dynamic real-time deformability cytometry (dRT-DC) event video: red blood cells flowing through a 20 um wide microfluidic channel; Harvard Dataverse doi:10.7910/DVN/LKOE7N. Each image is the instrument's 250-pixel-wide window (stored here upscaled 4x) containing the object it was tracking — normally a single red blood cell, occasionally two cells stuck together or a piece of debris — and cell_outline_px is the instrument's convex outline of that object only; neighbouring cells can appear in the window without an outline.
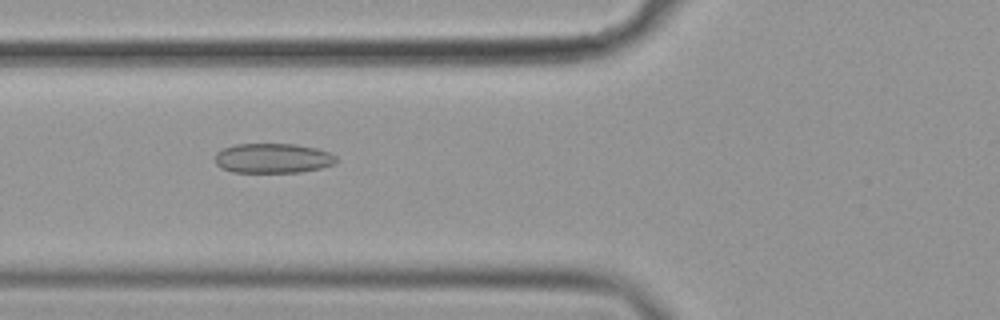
{"species": "common noctule bat (a hibernating species)", "species_latin": "Nyctalus noctula", "temperature_condition": "cold", "stored_images_in_passage": 55, "camera_frame_rate_fps": 3000, "um_per_image_px": 0.085, "animal": {"sex": "female", "body_mass_g": 19.9}, "frame": {"image": 1, "passage_image": 21, "time_ms": 6.667, "image_size_px": [1000, 320], "cell_outline_px": [[340, 160], [332, 164], [320, 168], [300, 172], [232, 172], [220, 168], [216, 164], [216, 152], [224, 148], [236, 144], [296, 144], [316, 148], [328, 152], [336, 156]], "centroid_in_image_um": [23.19, 13.45], "position_along_channel_um": 102.6, "area_um2": 21.04}}
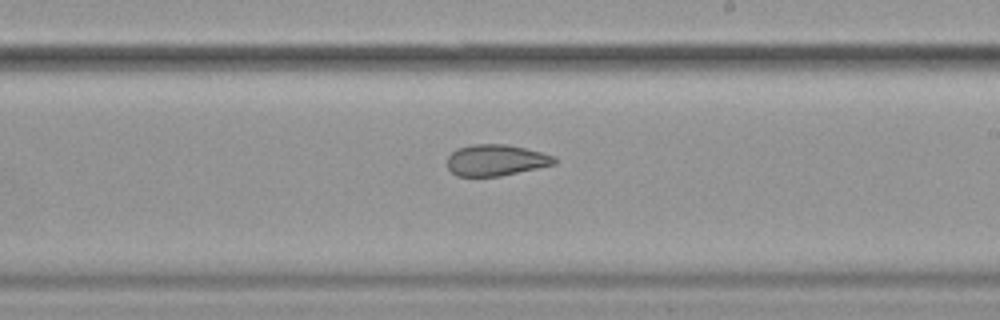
{"frame": {"image": 2, "passage_image": 33, "time_ms": 10.667, "image_size_px": [1000, 320], "cell_outline_px": [[556, 164], [500, 176], [456, 176], [448, 168], [448, 156], [456, 148], [472, 144], [508, 144], [556, 156]], "centroid_in_image_um": [42.15, 13.61], "position_along_channel_um": 246.9, "area_um2": 19.54}}
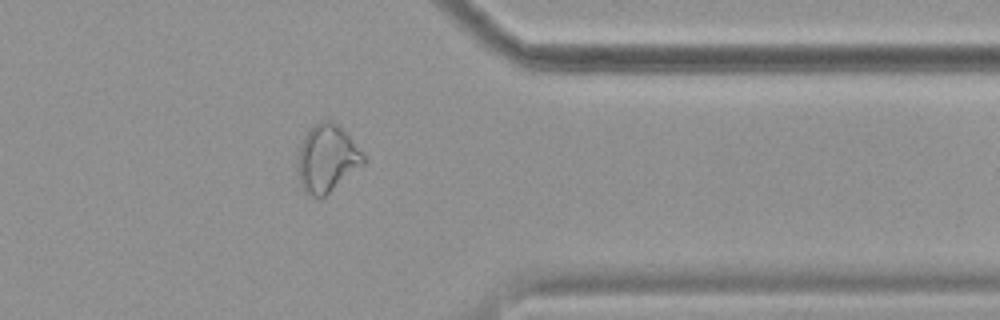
{"frame": {"image": 3, "passage_image": 45, "time_ms": 14.667, "image_size_px": [1000, 320], "cell_outline_px": [[364, 164], [324, 196], [312, 196], [304, 192], [300, 184], [296, 168], [296, 160], [300, 144], [304, 136], [320, 120], [332, 120], [348, 136], [364, 156]], "centroid_in_image_um": [27.73, 13.48], "position_along_channel_um": 383.7, "area_um2": 25.43}, "authors_computed_cell_mechanics": {"area_um2": 24.1026, "velocity_mm_per_s": 3.6062, "shape_relaxation_time_tau1_ms": null, "shape_relaxation_time_tau2_ms": 1.8611, "deformation_change_tau1": null, "deformation_change_tau2": 0.0806}}